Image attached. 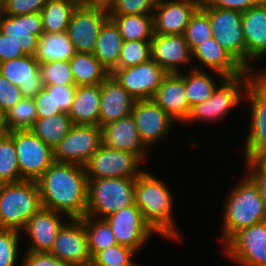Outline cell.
Here are the masks:
<instances>
[{
    "instance_id": "obj_2",
    "label": "cell",
    "mask_w": 266,
    "mask_h": 266,
    "mask_svg": "<svg viewBox=\"0 0 266 266\" xmlns=\"http://www.w3.org/2000/svg\"><path fill=\"white\" fill-rule=\"evenodd\" d=\"M134 197L145 222L156 234L180 240L172 216L173 196L164 181L144 170L136 178Z\"/></svg>"
},
{
    "instance_id": "obj_3",
    "label": "cell",
    "mask_w": 266,
    "mask_h": 266,
    "mask_svg": "<svg viewBox=\"0 0 266 266\" xmlns=\"http://www.w3.org/2000/svg\"><path fill=\"white\" fill-rule=\"evenodd\" d=\"M230 189L222 211L225 243L239 230L266 221L265 204L248 175Z\"/></svg>"
},
{
    "instance_id": "obj_54",
    "label": "cell",
    "mask_w": 266,
    "mask_h": 266,
    "mask_svg": "<svg viewBox=\"0 0 266 266\" xmlns=\"http://www.w3.org/2000/svg\"><path fill=\"white\" fill-rule=\"evenodd\" d=\"M90 4L104 5L107 6L112 0H84Z\"/></svg>"
},
{
    "instance_id": "obj_23",
    "label": "cell",
    "mask_w": 266,
    "mask_h": 266,
    "mask_svg": "<svg viewBox=\"0 0 266 266\" xmlns=\"http://www.w3.org/2000/svg\"><path fill=\"white\" fill-rule=\"evenodd\" d=\"M135 99L110 74L101 83L99 127L130 116Z\"/></svg>"
},
{
    "instance_id": "obj_21",
    "label": "cell",
    "mask_w": 266,
    "mask_h": 266,
    "mask_svg": "<svg viewBox=\"0 0 266 266\" xmlns=\"http://www.w3.org/2000/svg\"><path fill=\"white\" fill-rule=\"evenodd\" d=\"M151 59L167 73H181L179 66L191 62L192 52L183 35L153 34Z\"/></svg>"
},
{
    "instance_id": "obj_1",
    "label": "cell",
    "mask_w": 266,
    "mask_h": 266,
    "mask_svg": "<svg viewBox=\"0 0 266 266\" xmlns=\"http://www.w3.org/2000/svg\"><path fill=\"white\" fill-rule=\"evenodd\" d=\"M42 207L70 218L86 215L88 179L84 166L54 161L36 181Z\"/></svg>"
},
{
    "instance_id": "obj_46",
    "label": "cell",
    "mask_w": 266,
    "mask_h": 266,
    "mask_svg": "<svg viewBox=\"0 0 266 266\" xmlns=\"http://www.w3.org/2000/svg\"><path fill=\"white\" fill-rule=\"evenodd\" d=\"M47 0H5L4 15L17 16L41 13Z\"/></svg>"
},
{
    "instance_id": "obj_13",
    "label": "cell",
    "mask_w": 266,
    "mask_h": 266,
    "mask_svg": "<svg viewBox=\"0 0 266 266\" xmlns=\"http://www.w3.org/2000/svg\"><path fill=\"white\" fill-rule=\"evenodd\" d=\"M244 92V98L251 102L252 118L245 139V158L266 157V85L255 76Z\"/></svg>"
},
{
    "instance_id": "obj_19",
    "label": "cell",
    "mask_w": 266,
    "mask_h": 266,
    "mask_svg": "<svg viewBox=\"0 0 266 266\" xmlns=\"http://www.w3.org/2000/svg\"><path fill=\"white\" fill-rule=\"evenodd\" d=\"M0 32L8 36L26 55L33 56L44 33L40 13L0 16Z\"/></svg>"
},
{
    "instance_id": "obj_27",
    "label": "cell",
    "mask_w": 266,
    "mask_h": 266,
    "mask_svg": "<svg viewBox=\"0 0 266 266\" xmlns=\"http://www.w3.org/2000/svg\"><path fill=\"white\" fill-rule=\"evenodd\" d=\"M192 59L216 72L221 80L241 75L246 70L214 39L206 40L192 52Z\"/></svg>"
},
{
    "instance_id": "obj_11",
    "label": "cell",
    "mask_w": 266,
    "mask_h": 266,
    "mask_svg": "<svg viewBox=\"0 0 266 266\" xmlns=\"http://www.w3.org/2000/svg\"><path fill=\"white\" fill-rule=\"evenodd\" d=\"M102 145V129L97 125L73 124L54 148V160L84 166Z\"/></svg>"
},
{
    "instance_id": "obj_18",
    "label": "cell",
    "mask_w": 266,
    "mask_h": 266,
    "mask_svg": "<svg viewBox=\"0 0 266 266\" xmlns=\"http://www.w3.org/2000/svg\"><path fill=\"white\" fill-rule=\"evenodd\" d=\"M200 5L197 0H159L153 11L154 34L183 35Z\"/></svg>"
},
{
    "instance_id": "obj_29",
    "label": "cell",
    "mask_w": 266,
    "mask_h": 266,
    "mask_svg": "<svg viewBox=\"0 0 266 266\" xmlns=\"http://www.w3.org/2000/svg\"><path fill=\"white\" fill-rule=\"evenodd\" d=\"M123 38L118 27L109 18L102 26L93 55L110 72L118 69Z\"/></svg>"
},
{
    "instance_id": "obj_4",
    "label": "cell",
    "mask_w": 266,
    "mask_h": 266,
    "mask_svg": "<svg viewBox=\"0 0 266 266\" xmlns=\"http://www.w3.org/2000/svg\"><path fill=\"white\" fill-rule=\"evenodd\" d=\"M41 208L36 181L0 184V228L21 231Z\"/></svg>"
},
{
    "instance_id": "obj_41",
    "label": "cell",
    "mask_w": 266,
    "mask_h": 266,
    "mask_svg": "<svg viewBox=\"0 0 266 266\" xmlns=\"http://www.w3.org/2000/svg\"><path fill=\"white\" fill-rule=\"evenodd\" d=\"M134 254L132 248L116 244L98 252L90 266H137L132 258Z\"/></svg>"
},
{
    "instance_id": "obj_57",
    "label": "cell",
    "mask_w": 266,
    "mask_h": 266,
    "mask_svg": "<svg viewBox=\"0 0 266 266\" xmlns=\"http://www.w3.org/2000/svg\"><path fill=\"white\" fill-rule=\"evenodd\" d=\"M198 2H200V3H203V2H205L206 0H197Z\"/></svg>"
},
{
    "instance_id": "obj_24",
    "label": "cell",
    "mask_w": 266,
    "mask_h": 266,
    "mask_svg": "<svg viewBox=\"0 0 266 266\" xmlns=\"http://www.w3.org/2000/svg\"><path fill=\"white\" fill-rule=\"evenodd\" d=\"M60 212L41 208L26 223L22 231L31 238L26 252H49L53 246L56 234L65 224L60 218Z\"/></svg>"
},
{
    "instance_id": "obj_50",
    "label": "cell",
    "mask_w": 266,
    "mask_h": 266,
    "mask_svg": "<svg viewBox=\"0 0 266 266\" xmlns=\"http://www.w3.org/2000/svg\"><path fill=\"white\" fill-rule=\"evenodd\" d=\"M21 266H71L48 252H26Z\"/></svg>"
},
{
    "instance_id": "obj_38",
    "label": "cell",
    "mask_w": 266,
    "mask_h": 266,
    "mask_svg": "<svg viewBox=\"0 0 266 266\" xmlns=\"http://www.w3.org/2000/svg\"><path fill=\"white\" fill-rule=\"evenodd\" d=\"M37 119L35 100L22 98L15 106L5 113L9 131L29 130Z\"/></svg>"
},
{
    "instance_id": "obj_17",
    "label": "cell",
    "mask_w": 266,
    "mask_h": 266,
    "mask_svg": "<svg viewBox=\"0 0 266 266\" xmlns=\"http://www.w3.org/2000/svg\"><path fill=\"white\" fill-rule=\"evenodd\" d=\"M131 116L142 142L148 149L166 137L176 122L153 99L135 101Z\"/></svg>"
},
{
    "instance_id": "obj_49",
    "label": "cell",
    "mask_w": 266,
    "mask_h": 266,
    "mask_svg": "<svg viewBox=\"0 0 266 266\" xmlns=\"http://www.w3.org/2000/svg\"><path fill=\"white\" fill-rule=\"evenodd\" d=\"M33 99L35 100L37 118L63 113L59 107H56L53 91H47L43 88Z\"/></svg>"
},
{
    "instance_id": "obj_9",
    "label": "cell",
    "mask_w": 266,
    "mask_h": 266,
    "mask_svg": "<svg viewBox=\"0 0 266 266\" xmlns=\"http://www.w3.org/2000/svg\"><path fill=\"white\" fill-rule=\"evenodd\" d=\"M143 161L134 153L115 150L103 144L84 165L88 180L137 178L144 170Z\"/></svg>"
},
{
    "instance_id": "obj_33",
    "label": "cell",
    "mask_w": 266,
    "mask_h": 266,
    "mask_svg": "<svg viewBox=\"0 0 266 266\" xmlns=\"http://www.w3.org/2000/svg\"><path fill=\"white\" fill-rule=\"evenodd\" d=\"M72 125L69 115L63 112L45 118H37L29 130L54 150L67 135Z\"/></svg>"
},
{
    "instance_id": "obj_26",
    "label": "cell",
    "mask_w": 266,
    "mask_h": 266,
    "mask_svg": "<svg viewBox=\"0 0 266 266\" xmlns=\"http://www.w3.org/2000/svg\"><path fill=\"white\" fill-rule=\"evenodd\" d=\"M102 129V144L108 148L136 154L142 161L147 147L142 142L132 116L110 122Z\"/></svg>"
},
{
    "instance_id": "obj_52",
    "label": "cell",
    "mask_w": 266,
    "mask_h": 266,
    "mask_svg": "<svg viewBox=\"0 0 266 266\" xmlns=\"http://www.w3.org/2000/svg\"><path fill=\"white\" fill-rule=\"evenodd\" d=\"M261 1L262 0H206L205 2L210 6L245 12Z\"/></svg>"
},
{
    "instance_id": "obj_6",
    "label": "cell",
    "mask_w": 266,
    "mask_h": 266,
    "mask_svg": "<svg viewBox=\"0 0 266 266\" xmlns=\"http://www.w3.org/2000/svg\"><path fill=\"white\" fill-rule=\"evenodd\" d=\"M254 71H245L235 77L220 79L221 83L214 90L212 96L204 102L193 106L185 122L191 123L198 120L208 122L210 120L219 121L223 119L230 111V108L234 107L235 109L244 99L243 91L246 90L251 80L257 75V72Z\"/></svg>"
},
{
    "instance_id": "obj_15",
    "label": "cell",
    "mask_w": 266,
    "mask_h": 266,
    "mask_svg": "<svg viewBox=\"0 0 266 266\" xmlns=\"http://www.w3.org/2000/svg\"><path fill=\"white\" fill-rule=\"evenodd\" d=\"M111 74L136 101H140L152 99L168 73L150 59L136 66L115 69Z\"/></svg>"
},
{
    "instance_id": "obj_32",
    "label": "cell",
    "mask_w": 266,
    "mask_h": 266,
    "mask_svg": "<svg viewBox=\"0 0 266 266\" xmlns=\"http://www.w3.org/2000/svg\"><path fill=\"white\" fill-rule=\"evenodd\" d=\"M83 0H47L41 10L43 31L58 33L67 30L71 16Z\"/></svg>"
},
{
    "instance_id": "obj_14",
    "label": "cell",
    "mask_w": 266,
    "mask_h": 266,
    "mask_svg": "<svg viewBox=\"0 0 266 266\" xmlns=\"http://www.w3.org/2000/svg\"><path fill=\"white\" fill-rule=\"evenodd\" d=\"M48 253L71 266H90L92 256L83 221L80 218H70L56 234Z\"/></svg>"
},
{
    "instance_id": "obj_47",
    "label": "cell",
    "mask_w": 266,
    "mask_h": 266,
    "mask_svg": "<svg viewBox=\"0 0 266 266\" xmlns=\"http://www.w3.org/2000/svg\"><path fill=\"white\" fill-rule=\"evenodd\" d=\"M23 98L19 86L9 82L0 74V110L6 113Z\"/></svg>"
},
{
    "instance_id": "obj_39",
    "label": "cell",
    "mask_w": 266,
    "mask_h": 266,
    "mask_svg": "<svg viewBox=\"0 0 266 266\" xmlns=\"http://www.w3.org/2000/svg\"><path fill=\"white\" fill-rule=\"evenodd\" d=\"M191 52L206 40L213 37V31L207 13L199 7L192 15L183 34Z\"/></svg>"
},
{
    "instance_id": "obj_16",
    "label": "cell",
    "mask_w": 266,
    "mask_h": 266,
    "mask_svg": "<svg viewBox=\"0 0 266 266\" xmlns=\"http://www.w3.org/2000/svg\"><path fill=\"white\" fill-rule=\"evenodd\" d=\"M114 233L117 244L136 252L156 234L145 222L140 208L133 204L105 218Z\"/></svg>"
},
{
    "instance_id": "obj_35",
    "label": "cell",
    "mask_w": 266,
    "mask_h": 266,
    "mask_svg": "<svg viewBox=\"0 0 266 266\" xmlns=\"http://www.w3.org/2000/svg\"><path fill=\"white\" fill-rule=\"evenodd\" d=\"M190 72L185 75V88L187 102L192 108L193 106L204 102L212 96L218 84L214 81L213 76L206 73L199 66L190 69Z\"/></svg>"
},
{
    "instance_id": "obj_48",
    "label": "cell",
    "mask_w": 266,
    "mask_h": 266,
    "mask_svg": "<svg viewBox=\"0 0 266 266\" xmlns=\"http://www.w3.org/2000/svg\"><path fill=\"white\" fill-rule=\"evenodd\" d=\"M47 91H53L56 107L64 113L69 112L77 87L75 85H47Z\"/></svg>"
},
{
    "instance_id": "obj_51",
    "label": "cell",
    "mask_w": 266,
    "mask_h": 266,
    "mask_svg": "<svg viewBox=\"0 0 266 266\" xmlns=\"http://www.w3.org/2000/svg\"><path fill=\"white\" fill-rule=\"evenodd\" d=\"M26 56L21 47H18L8 36L0 32V63L11 59Z\"/></svg>"
},
{
    "instance_id": "obj_34",
    "label": "cell",
    "mask_w": 266,
    "mask_h": 266,
    "mask_svg": "<svg viewBox=\"0 0 266 266\" xmlns=\"http://www.w3.org/2000/svg\"><path fill=\"white\" fill-rule=\"evenodd\" d=\"M118 27L123 41H151L153 37V15H109Z\"/></svg>"
},
{
    "instance_id": "obj_44",
    "label": "cell",
    "mask_w": 266,
    "mask_h": 266,
    "mask_svg": "<svg viewBox=\"0 0 266 266\" xmlns=\"http://www.w3.org/2000/svg\"><path fill=\"white\" fill-rule=\"evenodd\" d=\"M20 234L18 230L0 228V266H15Z\"/></svg>"
},
{
    "instance_id": "obj_20",
    "label": "cell",
    "mask_w": 266,
    "mask_h": 266,
    "mask_svg": "<svg viewBox=\"0 0 266 266\" xmlns=\"http://www.w3.org/2000/svg\"><path fill=\"white\" fill-rule=\"evenodd\" d=\"M245 41V70L252 72V61L266 55V0L242 12Z\"/></svg>"
},
{
    "instance_id": "obj_5",
    "label": "cell",
    "mask_w": 266,
    "mask_h": 266,
    "mask_svg": "<svg viewBox=\"0 0 266 266\" xmlns=\"http://www.w3.org/2000/svg\"><path fill=\"white\" fill-rule=\"evenodd\" d=\"M136 178L88 180L86 215L106 217L135 204Z\"/></svg>"
},
{
    "instance_id": "obj_37",
    "label": "cell",
    "mask_w": 266,
    "mask_h": 266,
    "mask_svg": "<svg viewBox=\"0 0 266 266\" xmlns=\"http://www.w3.org/2000/svg\"><path fill=\"white\" fill-rule=\"evenodd\" d=\"M23 181L21 178L13 137H0V184Z\"/></svg>"
},
{
    "instance_id": "obj_42",
    "label": "cell",
    "mask_w": 266,
    "mask_h": 266,
    "mask_svg": "<svg viewBox=\"0 0 266 266\" xmlns=\"http://www.w3.org/2000/svg\"><path fill=\"white\" fill-rule=\"evenodd\" d=\"M151 59V41H123L118 68L136 66Z\"/></svg>"
},
{
    "instance_id": "obj_10",
    "label": "cell",
    "mask_w": 266,
    "mask_h": 266,
    "mask_svg": "<svg viewBox=\"0 0 266 266\" xmlns=\"http://www.w3.org/2000/svg\"><path fill=\"white\" fill-rule=\"evenodd\" d=\"M23 180L37 181L54 160V151L30 130L9 131Z\"/></svg>"
},
{
    "instance_id": "obj_31",
    "label": "cell",
    "mask_w": 266,
    "mask_h": 266,
    "mask_svg": "<svg viewBox=\"0 0 266 266\" xmlns=\"http://www.w3.org/2000/svg\"><path fill=\"white\" fill-rule=\"evenodd\" d=\"M69 64L76 87L101 84L110 75L93 54L76 52Z\"/></svg>"
},
{
    "instance_id": "obj_28",
    "label": "cell",
    "mask_w": 266,
    "mask_h": 266,
    "mask_svg": "<svg viewBox=\"0 0 266 266\" xmlns=\"http://www.w3.org/2000/svg\"><path fill=\"white\" fill-rule=\"evenodd\" d=\"M101 84L77 86L68 112L73 124L99 126Z\"/></svg>"
},
{
    "instance_id": "obj_36",
    "label": "cell",
    "mask_w": 266,
    "mask_h": 266,
    "mask_svg": "<svg viewBox=\"0 0 266 266\" xmlns=\"http://www.w3.org/2000/svg\"><path fill=\"white\" fill-rule=\"evenodd\" d=\"M80 219L84 223L92 258L98 252L117 244L114 233L105 219L93 220L92 216L87 215Z\"/></svg>"
},
{
    "instance_id": "obj_22",
    "label": "cell",
    "mask_w": 266,
    "mask_h": 266,
    "mask_svg": "<svg viewBox=\"0 0 266 266\" xmlns=\"http://www.w3.org/2000/svg\"><path fill=\"white\" fill-rule=\"evenodd\" d=\"M153 101L173 119L184 122L189 117L191 108L186 98L185 75L168 73L152 98Z\"/></svg>"
},
{
    "instance_id": "obj_8",
    "label": "cell",
    "mask_w": 266,
    "mask_h": 266,
    "mask_svg": "<svg viewBox=\"0 0 266 266\" xmlns=\"http://www.w3.org/2000/svg\"><path fill=\"white\" fill-rule=\"evenodd\" d=\"M108 19L106 6L83 0L73 11L66 30L75 51L93 54L101 28Z\"/></svg>"
},
{
    "instance_id": "obj_25",
    "label": "cell",
    "mask_w": 266,
    "mask_h": 266,
    "mask_svg": "<svg viewBox=\"0 0 266 266\" xmlns=\"http://www.w3.org/2000/svg\"><path fill=\"white\" fill-rule=\"evenodd\" d=\"M0 74L19 86L24 98H34L44 88L39 63L31 55L1 62Z\"/></svg>"
},
{
    "instance_id": "obj_55",
    "label": "cell",
    "mask_w": 266,
    "mask_h": 266,
    "mask_svg": "<svg viewBox=\"0 0 266 266\" xmlns=\"http://www.w3.org/2000/svg\"><path fill=\"white\" fill-rule=\"evenodd\" d=\"M266 72V71H265ZM264 70L262 72L257 73V77L266 85V73Z\"/></svg>"
},
{
    "instance_id": "obj_53",
    "label": "cell",
    "mask_w": 266,
    "mask_h": 266,
    "mask_svg": "<svg viewBox=\"0 0 266 266\" xmlns=\"http://www.w3.org/2000/svg\"><path fill=\"white\" fill-rule=\"evenodd\" d=\"M9 133L6 125L5 113L0 110V137H3Z\"/></svg>"
},
{
    "instance_id": "obj_12",
    "label": "cell",
    "mask_w": 266,
    "mask_h": 266,
    "mask_svg": "<svg viewBox=\"0 0 266 266\" xmlns=\"http://www.w3.org/2000/svg\"><path fill=\"white\" fill-rule=\"evenodd\" d=\"M224 244L240 266H266V221L239 230Z\"/></svg>"
},
{
    "instance_id": "obj_30",
    "label": "cell",
    "mask_w": 266,
    "mask_h": 266,
    "mask_svg": "<svg viewBox=\"0 0 266 266\" xmlns=\"http://www.w3.org/2000/svg\"><path fill=\"white\" fill-rule=\"evenodd\" d=\"M76 51L67 35V31L58 33H43L39 37L33 57L38 63L51 61H69Z\"/></svg>"
},
{
    "instance_id": "obj_40",
    "label": "cell",
    "mask_w": 266,
    "mask_h": 266,
    "mask_svg": "<svg viewBox=\"0 0 266 266\" xmlns=\"http://www.w3.org/2000/svg\"><path fill=\"white\" fill-rule=\"evenodd\" d=\"M39 73L43 85H75L69 61L39 63Z\"/></svg>"
},
{
    "instance_id": "obj_56",
    "label": "cell",
    "mask_w": 266,
    "mask_h": 266,
    "mask_svg": "<svg viewBox=\"0 0 266 266\" xmlns=\"http://www.w3.org/2000/svg\"><path fill=\"white\" fill-rule=\"evenodd\" d=\"M5 0H0V16L4 13Z\"/></svg>"
},
{
    "instance_id": "obj_43",
    "label": "cell",
    "mask_w": 266,
    "mask_h": 266,
    "mask_svg": "<svg viewBox=\"0 0 266 266\" xmlns=\"http://www.w3.org/2000/svg\"><path fill=\"white\" fill-rule=\"evenodd\" d=\"M159 0H112L108 3V15H153Z\"/></svg>"
},
{
    "instance_id": "obj_45",
    "label": "cell",
    "mask_w": 266,
    "mask_h": 266,
    "mask_svg": "<svg viewBox=\"0 0 266 266\" xmlns=\"http://www.w3.org/2000/svg\"><path fill=\"white\" fill-rule=\"evenodd\" d=\"M247 174L257 185L266 208V157L246 158Z\"/></svg>"
},
{
    "instance_id": "obj_7",
    "label": "cell",
    "mask_w": 266,
    "mask_h": 266,
    "mask_svg": "<svg viewBox=\"0 0 266 266\" xmlns=\"http://www.w3.org/2000/svg\"><path fill=\"white\" fill-rule=\"evenodd\" d=\"M207 13L214 39L245 69L242 12L201 3Z\"/></svg>"
}]
</instances>
